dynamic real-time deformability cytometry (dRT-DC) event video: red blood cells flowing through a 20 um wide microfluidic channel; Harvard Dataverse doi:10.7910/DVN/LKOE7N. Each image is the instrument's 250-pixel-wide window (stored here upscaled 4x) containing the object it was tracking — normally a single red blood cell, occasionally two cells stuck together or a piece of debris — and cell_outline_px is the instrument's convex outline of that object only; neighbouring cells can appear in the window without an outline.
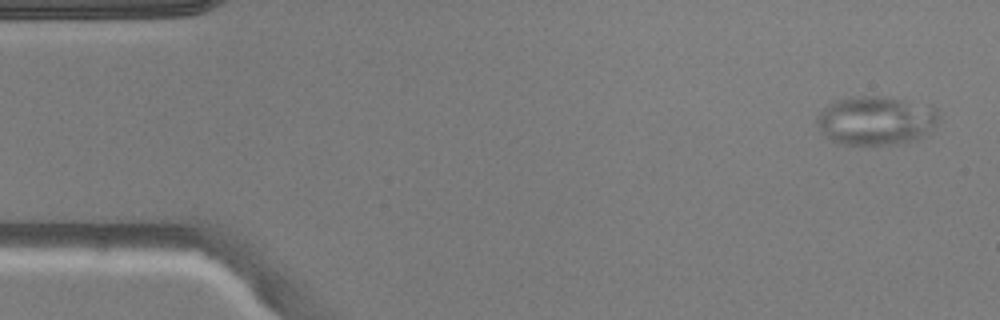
{"species": "common noctule bat (a hibernating species)", "species_latin": "Nyctalus noctula", "temperature_condition": "warm", "stored_images_in_passage": 4, "camera_frame_rate_fps": 3000, "um_per_image_px": 0.085, "animal": {"sex": "male", "body_mass_g": 20.5, "forearm_length_mm": 52.5}, "frame": {"image": 1, "passage_image": 1, "time_ms": 0.0, "image_size_px": [1000, 320], "cell_outline_px": [[940, 120], [924, 136], [916, 140], [896, 144], [840, 144], [824, 136], [820, 132], [816, 124], [816, 116], [828, 104], [836, 100], [852, 96], [880, 96], [928, 104], [936, 108], [940, 116]], "centroid_in_image_um": [74.45, 10.24], "position_along_channel_um": 10.5, "area_um2": 35.08}}